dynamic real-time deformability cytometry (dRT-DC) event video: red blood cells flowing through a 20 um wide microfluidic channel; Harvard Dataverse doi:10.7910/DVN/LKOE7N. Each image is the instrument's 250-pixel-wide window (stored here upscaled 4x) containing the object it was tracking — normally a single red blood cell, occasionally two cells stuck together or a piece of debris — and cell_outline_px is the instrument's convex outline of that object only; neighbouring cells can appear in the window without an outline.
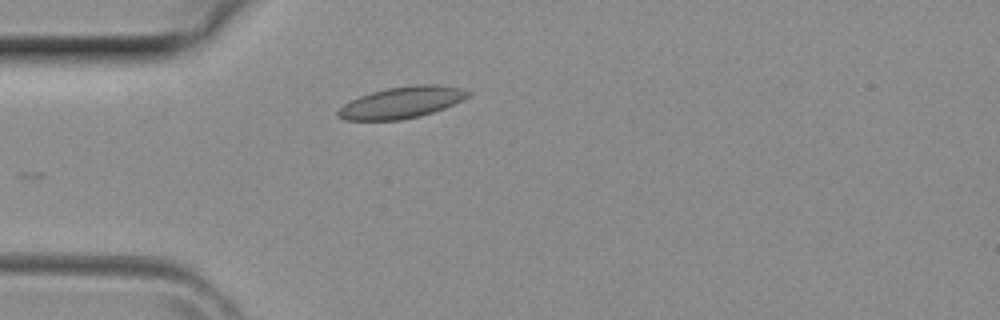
{"species": "common noctule bat (a hibernating species)", "species_latin": "Nyctalus noctula", "temperature_condition": "room temperature", "stored_images_in_passage": 3, "camera_frame_rate_fps": 3000, "um_per_image_px": 0.085, "animal": {"sex": "female", "body_mass_g": 29.2, "forearm_length_mm": 56.3}, "frame": {"image": 1, "passage_image": 3, "time_ms": 0.667, "image_size_px": [1000, 320], "cell_outline_px": [[472, 92], [468, 96], [444, 108], [420, 116], [400, 120], [344, 120], [336, 116], [336, 112], [344, 104], [360, 96], [372, 92], [388, 88], [412, 84], [436, 84], [460, 88]], "centroid_in_image_um": [34.12, 8.71], "position_along_channel_um": 50.9, "area_um2": 23.7}}